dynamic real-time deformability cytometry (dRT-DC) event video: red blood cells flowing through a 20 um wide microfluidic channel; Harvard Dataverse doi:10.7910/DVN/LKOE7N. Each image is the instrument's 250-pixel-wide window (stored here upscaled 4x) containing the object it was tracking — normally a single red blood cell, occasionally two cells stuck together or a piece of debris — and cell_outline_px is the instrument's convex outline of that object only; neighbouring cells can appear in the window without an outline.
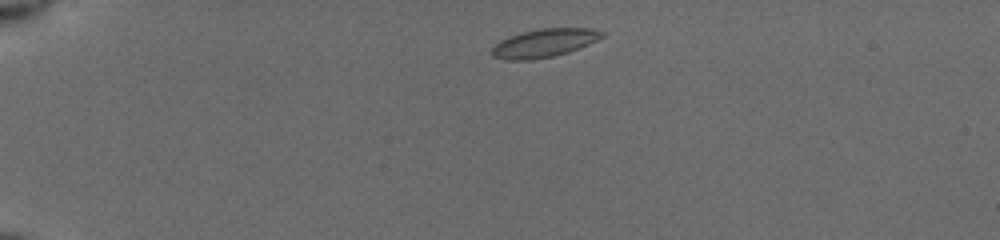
{"species": "common noctule bat (a hibernating species)", "species_latin": "Nyctalus noctula", "temperature_condition": "cold", "stored_images_in_passage": 43, "camera_frame_rate_fps": 3000, "um_per_image_px": 0.085, "animal": {"sex": "female", "body_mass_g": 19.5, "forearm_length_mm": 54.1}, "frame": {"image": 1, "passage_image": 2, "time_ms": 0.333, "image_size_px": [1000, 240], "cell_outline_px": [[604, 36], [588, 44], [568, 52], [552, 56], [532, 60], [508, 60], [492, 56], [492, 48], [500, 40], [524, 32], [540, 28], [592, 28], [604, 32]], "centroid_in_image_um": [46.27, 3.66], "position_along_channel_um": 38.7, "area_um2": 17.92}}
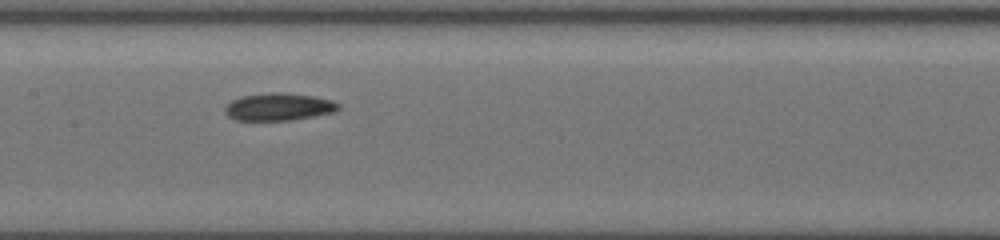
{"frame": {"image": 2, "passage_image": 18, "time_ms": 5.667, "image_size_px": [1000, 240], "cell_outline_px": [[340, 108], [336, 112], [288, 120], [236, 120], [228, 116], [224, 112], [224, 108], [232, 100], [240, 96], [268, 92], [284, 92], [312, 96], [332, 100], [340, 104]], "centroid_in_image_um": [23.68, 9.07], "position_along_channel_um": 183.7, "area_um2": 18.21}}
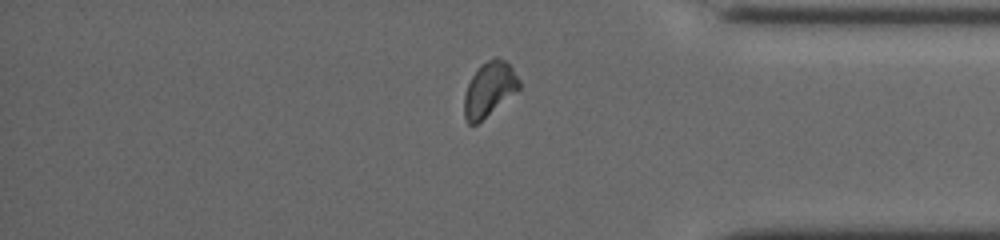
{"frame": {"image": 3, "passage_image": 35, "time_ms": 11.333, "image_size_px": [1000, 240], "cell_outline_px": [[520, 88], [476, 124], [468, 124], [464, 116], [464, 96], [468, 84], [472, 76], [480, 64], [496, 56], [504, 60], [512, 68], [520, 80]], "centroid_in_image_um": [41.57, 7.56], "position_along_channel_um": 393.6, "area_um2": 17.11}, "authors_computed_cell_mechanics": {"area_um2": 17.5712, "velocity_mm_per_s": 3.9106, "shape_relaxation_time_tau1_ms": 5.6162, "shape_relaxation_time_tau2_ms": 4.5497, "deformation_change_tau1": 0.1285, "deformation_change_tau2": 0.0852}}